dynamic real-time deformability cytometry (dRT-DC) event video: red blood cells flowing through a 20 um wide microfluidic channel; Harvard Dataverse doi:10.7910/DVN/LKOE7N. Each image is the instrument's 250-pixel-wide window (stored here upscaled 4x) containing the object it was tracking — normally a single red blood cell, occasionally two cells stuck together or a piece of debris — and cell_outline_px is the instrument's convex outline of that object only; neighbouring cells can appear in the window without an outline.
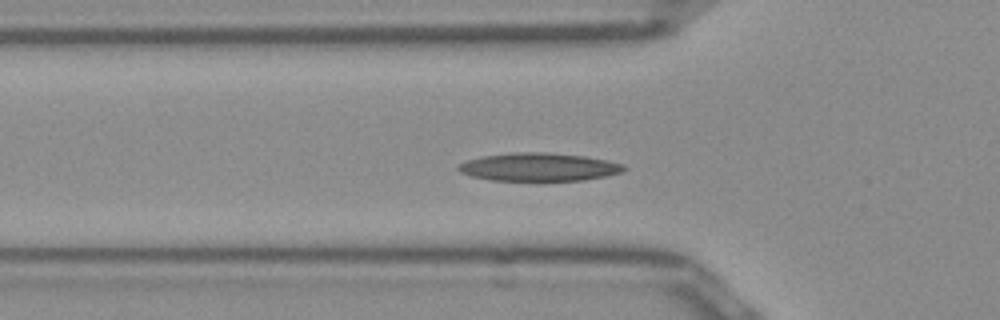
{"species": "Egyptian fruit bat (a non-hibernating species)", "species_latin": "Rousettus aegyptiacus", "temperature_condition": "room temperature", "stored_images_in_passage": 33, "camera_frame_rate_fps": 3000, "um_per_image_px": 0.085, "frame": {"image": 1, "passage_image": 3, "time_ms": 0.667, "image_size_px": [1000, 320], "cell_outline_px": [[628, 168], [620, 172], [604, 176], [584, 180], [492, 180], [472, 176], [460, 172], [456, 168], [460, 164], [468, 160], [484, 156], [516, 152], [548, 152], [584, 156], [624, 164]], "centroid_in_image_um": [45.81, 14.19], "position_along_channel_um": 80.0, "area_um2": 26.76}}
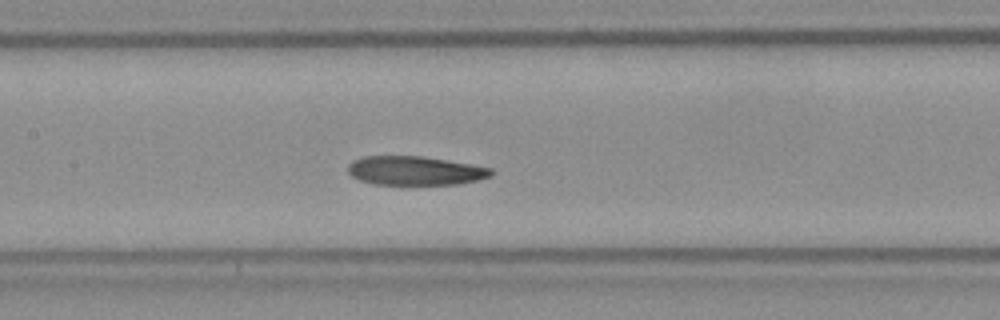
{"frame": {"image": 2, "passage_image": 10, "time_ms": 3.0, "image_size_px": [1000, 320], "cell_outline_px": [[492, 176], [476, 180], [456, 184], [372, 184], [360, 180], [352, 176], [348, 172], [348, 164], [352, 160], [364, 156], [420, 156], [492, 168]], "centroid_in_image_um": [35.22, 14.51], "position_along_channel_um": 172.2, "area_um2": 23.87}}
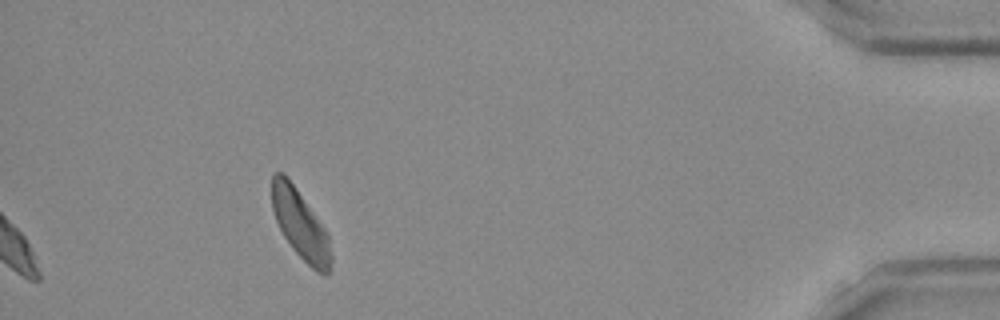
{"frame": {"image": 3, "passage_image": 33, "time_ms": 10.667, "image_size_px": [1000, 320], "cell_outline_px": [[332, 272], [324, 276], [316, 272], [292, 248], [284, 236], [276, 220], [272, 208], [272, 176], [276, 172], [280, 172], [292, 184], [328, 232], [332, 256]], "centroid_in_image_um": [25.58, 19.19], "position_along_channel_um": 409.6, "area_um2": 23.52}, "authors_computed_cell_mechanics": {"area_um2": 24.7384, "velocity_mm_per_s": 3.9129, "shape_relaxation_time_tau1_ms": 6.1917, "shape_relaxation_time_tau2_ms": 9.0018, "deformation_change_tau1": 0.1608, "deformation_change_tau2": 0.1784}}